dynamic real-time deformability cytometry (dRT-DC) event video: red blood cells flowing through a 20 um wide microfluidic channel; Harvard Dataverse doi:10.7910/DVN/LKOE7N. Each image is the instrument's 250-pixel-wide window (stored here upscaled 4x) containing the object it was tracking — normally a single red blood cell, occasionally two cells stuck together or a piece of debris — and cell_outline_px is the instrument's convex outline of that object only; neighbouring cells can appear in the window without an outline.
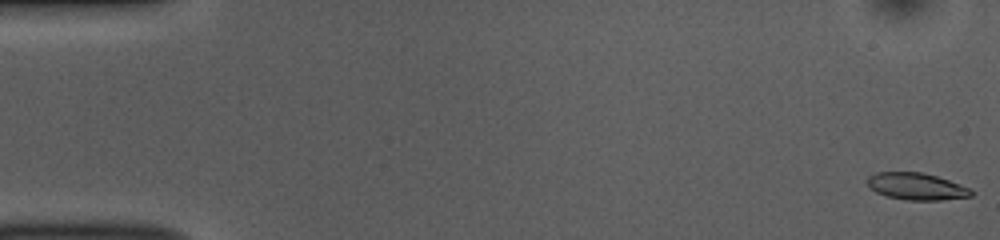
{"species": "common noctule bat (a hibernating species)", "species_latin": "Nyctalus noctula", "temperature_condition": "room temperature", "stored_images_in_passage": 54, "camera_frame_rate_fps": 3000, "um_per_image_px": 0.085, "animal": {"sex": "female", "body_mass_g": 10.0, "forearm_length_mm": 53.1}, "frame": {"image": 1, "passage_image": 1, "time_ms": 0.0, "image_size_px": [1000, 240], "cell_outline_px": [[972, 196], [940, 200], [904, 200], [888, 196], [876, 192], [864, 180], [868, 176], [876, 172], [924, 172], [960, 184], [968, 188], [972, 192]], "centroid_in_image_um": [77.86, 15.83], "position_along_channel_um": 7.1, "area_um2": 16.24}}
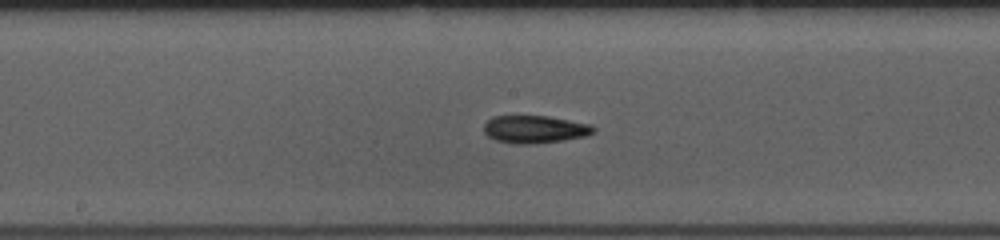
{"frame": {"image": 2, "passage_image": 28, "time_ms": 9.0, "image_size_px": [1000, 240], "cell_outline_px": [[596, 128], [592, 132], [584, 136], [560, 140], [524, 144], [516, 144], [496, 140], [488, 136], [484, 132], [484, 124], [492, 116], [548, 116], [592, 124]], "centroid_in_image_um": [45.43, 10.97], "position_along_channel_um": 202.8, "area_um2": 17.4}}
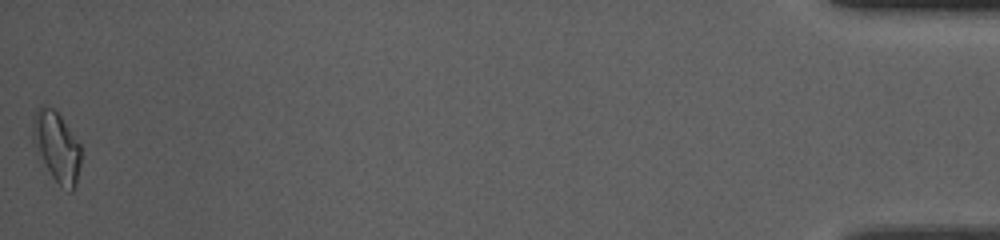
{"frame": {"image": 3, "passage_image": 54, "time_ms": 17.667, "image_size_px": [1000, 240], "cell_outline_px": [[80, 164], [76, 184], [72, 192], [68, 192], [60, 188], [52, 176], [32, 140], [32, 120], [36, 108], [40, 104], [44, 104], [52, 108], [60, 116], [80, 144]], "centroid_in_image_um": [4.81, 12.47], "position_along_channel_um": 430.4, "area_um2": 19.59}, "authors_computed_cell_mechanics": {"area_um2": 16.9643, "velocity_mm_per_s": 3.7191, "shape_relaxation_time_tau1_ms": 6.0391, "shape_relaxation_time_tau2_ms": 6.2532, "deformation_change_tau1": 0.1555, "deformation_change_tau2": 0.1381}}